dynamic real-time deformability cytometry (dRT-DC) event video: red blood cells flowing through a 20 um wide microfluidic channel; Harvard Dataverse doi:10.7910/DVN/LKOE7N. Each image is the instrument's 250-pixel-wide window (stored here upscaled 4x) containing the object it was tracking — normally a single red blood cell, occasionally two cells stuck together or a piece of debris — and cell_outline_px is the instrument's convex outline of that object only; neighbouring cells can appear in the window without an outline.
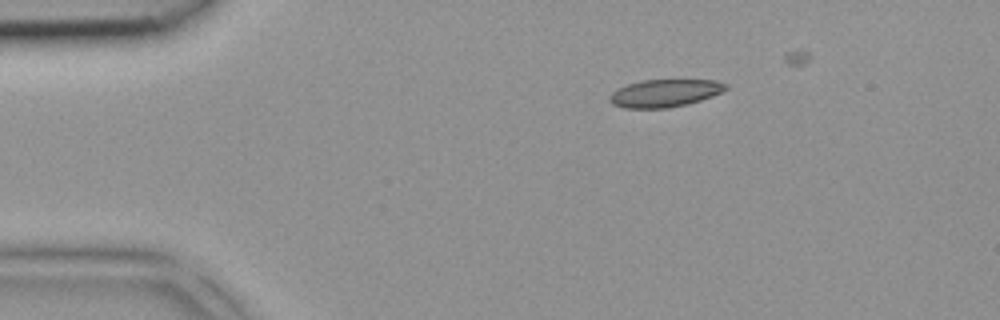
{"species": "common noctule bat (a hibernating species)", "species_latin": "Nyctalus noctula", "temperature_condition": "room temperature", "stored_images_in_passage": 4, "camera_frame_rate_fps": 3000, "um_per_image_px": 0.085, "animal": {"sex": "female", "body_mass_g": 18.4}, "frame": {"image": 1, "passage_image": 2, "time_ms": 0.333, "image_size_px": [1000, 320], "cell_outline_px": [[728, 88], [712, 96], [688, 104], [668, 108], [624, 108], [612, 104], [608, 100], [608, 96], [616, 88], [628, 84], [644, 80], [716, 80], [728, 84]], "centroid_in_image_um": [56.47, 7.92], "position_along_channel_um": 28.5, "area_um2": 18.79}}